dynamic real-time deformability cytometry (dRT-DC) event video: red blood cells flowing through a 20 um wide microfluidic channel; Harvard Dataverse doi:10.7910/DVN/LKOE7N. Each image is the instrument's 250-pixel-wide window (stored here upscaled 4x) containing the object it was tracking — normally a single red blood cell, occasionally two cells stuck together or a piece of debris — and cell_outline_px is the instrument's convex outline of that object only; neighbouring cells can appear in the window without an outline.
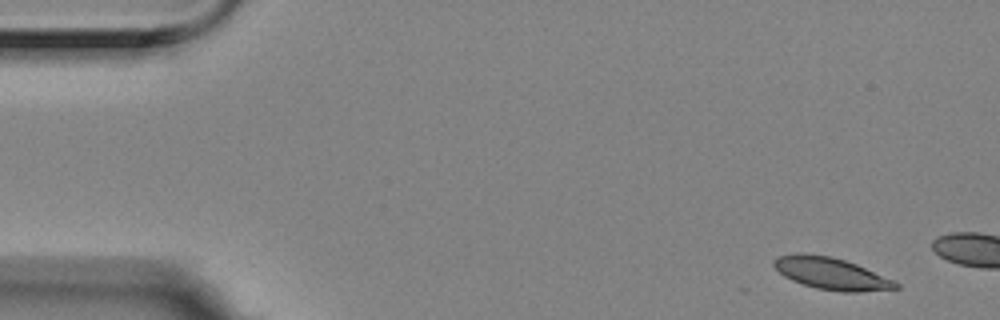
{"species": "Egyptian fruit bat (a non-hibernating species)", "species_latin": "Rousettus aegyptiacus", "temperature_condition": "room temperature", "stored_images_in_passage": 4, "camera_frame_rate_fps": 3000, "um_per_image_px": 0.085, "animal": {"sex": "female"}, "frame": {"image": 1, "passage_image": 1, "time_ms": 0.0, "image_size_px": [1000, 320], "cell_outline_px": [[900, 288], [860, 292], [840, 292], [816, 288], [792, 280], [784, 276], [772, 264], [772, 260], [776, 256], [796, 252], [800, 252], [832, 256], [856, 264], [896, 280], [900, 284]], "centroid_in_image_um": [70.66, 23.24], "position_along_channel_um": 14.3, "area_um2": 23.0}}